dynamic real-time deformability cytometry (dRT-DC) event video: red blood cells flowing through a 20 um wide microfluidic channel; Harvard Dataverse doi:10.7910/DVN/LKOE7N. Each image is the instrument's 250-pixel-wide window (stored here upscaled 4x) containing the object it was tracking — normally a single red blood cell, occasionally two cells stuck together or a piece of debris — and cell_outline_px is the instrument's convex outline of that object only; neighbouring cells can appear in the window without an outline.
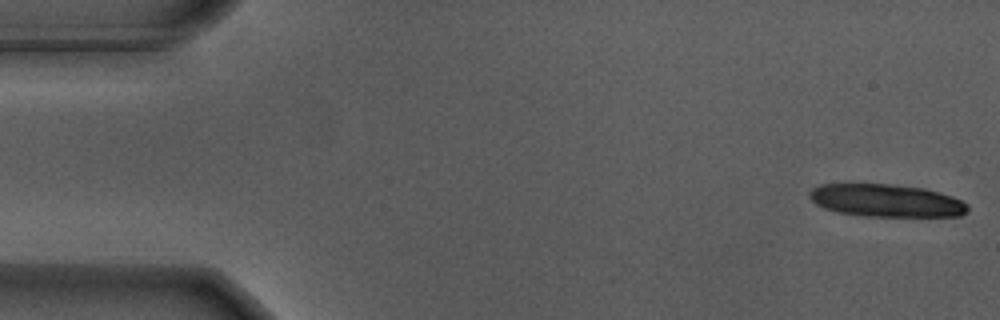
{"species": "Egyptian fruit bat (a non-hibernating species)", "species_latin": "Rousettus aegyptiacus", "temperature_condition": "warm", "stored_images_in_passage": 15, "camera_frame_rate_fps": 3000, "um_per_image_px": 0.085, "animal": {"sex": "male"}, "frame": {"image": 1, "passage_image": 1, "time_ms": 0.0, "image_size_px": [1000, 320], "cell_outline_px": [[968, 212], [960, 216], [864, 216], [840, 212], [824, 208], [816, 204], [808, 196], [808, 192], [812, 188], [820, 184], [844, 180], [848, 180], [892, 184], [924, 188], [940, 192], [952, 196], [968, 204]], "centroid_in_image_um": [75.23, 16.99], "position_along_channel_um": 9.8, "area_um2": 31.27}}